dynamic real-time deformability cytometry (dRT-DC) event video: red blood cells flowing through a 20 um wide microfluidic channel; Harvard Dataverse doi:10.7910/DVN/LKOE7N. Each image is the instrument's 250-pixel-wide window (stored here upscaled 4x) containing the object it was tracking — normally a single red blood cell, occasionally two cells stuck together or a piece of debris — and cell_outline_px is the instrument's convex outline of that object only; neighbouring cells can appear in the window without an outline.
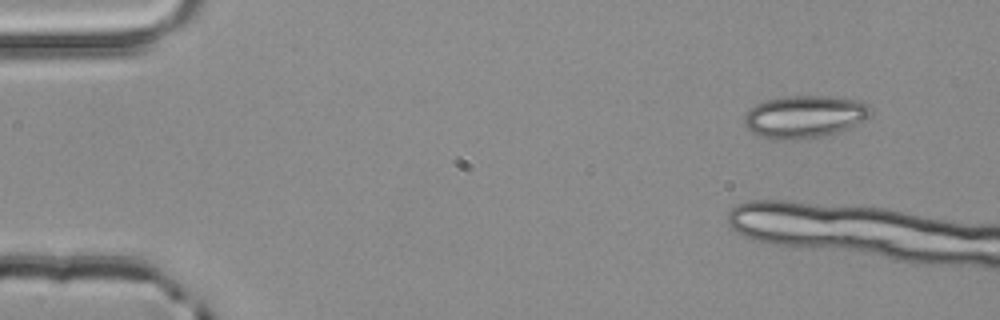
{"species": "common noctule bat (a hibernating species)", "species_latin": "Nyctalus noctula", "temperature_condition": "room temperature", "stored_images_in_passage": 6, "camera_frame_rate_fps": 3000, "um_per_image_px": 0.085, "animal": {"sex": "male", "body_mass_g": 20.4}, "frame": {"image": 1, "passage_image": 1, "time_ms": 0.0, "image_size_px": [1000, 320], "cell_outline_px": [[872, 112], [868, 116], [852, 128], [820, 136], [796, 140], [772, 140], [756, 136], [744, 124], [744, 116], [756, 104], [764, 100], [788, 96], [828, 96], [856, 100], [868, 104]], "centroid_in_image_um": [68.36, 9.93], "position_along_channel_um": 16.6, "area_um2": 31.39}}